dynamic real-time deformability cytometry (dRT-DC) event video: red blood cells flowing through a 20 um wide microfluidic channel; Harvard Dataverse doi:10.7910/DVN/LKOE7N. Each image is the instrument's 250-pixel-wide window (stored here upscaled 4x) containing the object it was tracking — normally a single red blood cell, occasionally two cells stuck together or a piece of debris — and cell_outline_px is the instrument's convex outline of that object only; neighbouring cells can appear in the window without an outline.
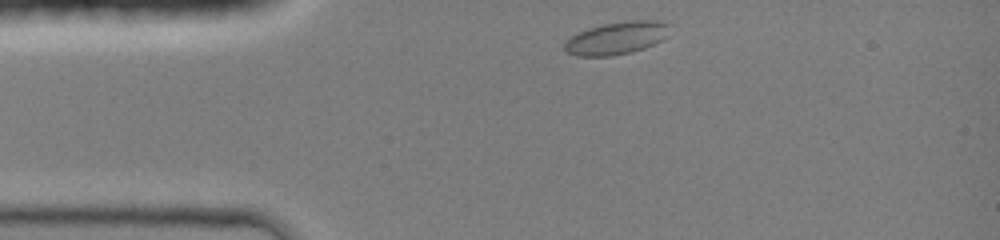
{"species": "common noctule bat (a hibernating species)", "species_latin": "Nyctalus noctula", "temperature_condition": "room temperature", "stored_images_in_passage": 32, "camera_frame_rate_fps": 3000, "um_per_image_px": 0.085, "animal": {"sex": "female", "body_mass_g": 19.0, "forearm_length_mm": 51.5}, "frame": {"image": 1, "passage_image": 1, "time_ms": 0.0, "image_size_px": [1000, 240], "cell_outline_px": [[668, 36], [664, 40], [644, 48], [612, 56], [576, 56], [564, 52], [564, 44], [572, 36], [588, 28], [604, 24], [632, 20], [660, 20], [668, 24]], "centroid_in_image_um": [52.43, 3.24], "position_along_channel_um": 32.6, "area_um2": 19.94}}
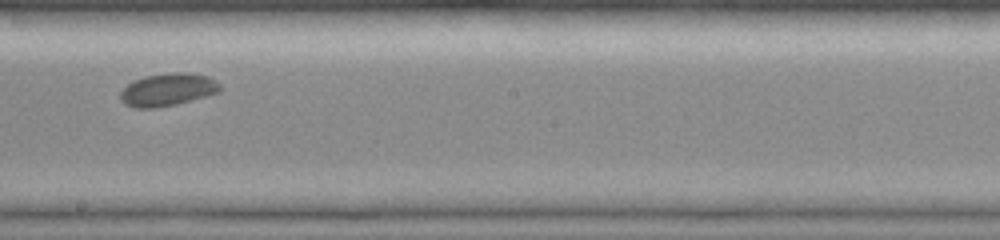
{"frame": {"image": 2, "passage_image": 18, "time_ms": 5.667, "image_size_px": [1000, 240], "cell_outline_px": [[220, 88], [216, 92], [204, 96], [176, 104], [156, 108], [136, 108], [124, 104], [120, 100], [120, 92], [128, 84], [144, 76], [168, 72], [184, 72], [208, 76], [216, 80], [220, 84]], "centroid_in_image_um": [14.22, 7.61], "position_along_channel_um": 234.0, "area_um2": 18.84}}
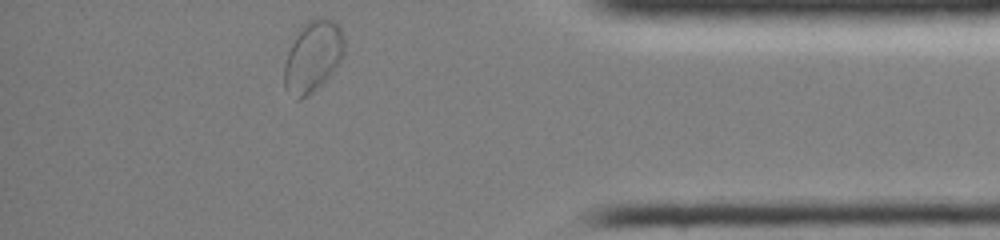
{"frame": {"image": 3, "passage_image": 32, "time_ms": 10.333, "image_size_px": [1000, 240], "cell_outline_px": [[344, 52], [340, 60], [332, 72], [312, 92], [300, 100], [296, 100], [284, 88], [284, 64], [288, 52], [300, 24], [316, 16], [328, 16], [340, 28], [344, 36]], "centroid_in_image_um": [26.57, 4.74], "position_along_channel_um": 408.6, "area_um2": 25.14}, "authors_computed_cell_mechanics": {"area_um2": 18.8428, "velocity_mm_per_s": 4.1368, "shape_relaxation_time_tau1_ms": 2.5252, "shape_relaxation_time_tau2_ms": null, "deformation_change_tau1": 0.0731, "deformation_change_tau2": null}}